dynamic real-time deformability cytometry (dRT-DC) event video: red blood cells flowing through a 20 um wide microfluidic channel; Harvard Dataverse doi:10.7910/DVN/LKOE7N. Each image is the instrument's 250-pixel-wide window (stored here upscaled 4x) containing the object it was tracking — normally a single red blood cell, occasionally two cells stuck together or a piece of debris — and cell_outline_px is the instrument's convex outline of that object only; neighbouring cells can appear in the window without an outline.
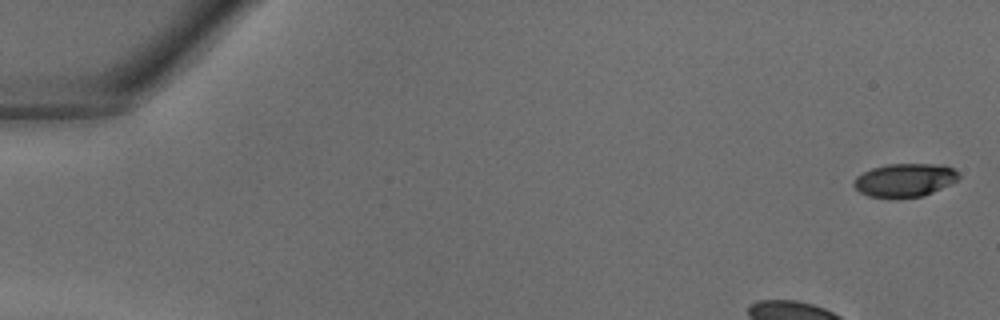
{"species": "common noctule bat (a hibernating species)", "species_latin": "Nyctalus noctula", "temperature_condition": "warm", "stored_images_in_passage": 34, "camera_frame_rate_fps": 3000, "um_per_image_px": 0.085, "animal": {"sex": "male", "body_mass_g": 18.8}, "frame": {"image": 1, "passage_image": 1, "time_ms": 0.0, "image_size_px": [1000, 320], "cell_outline_px": [[960, 176], [956, 180], [924, 196], [868, 196], [860, 192], [852, 184], [856, 176], [872, 168], [888, 164], [944, 164], [952, 168]], "centroid_in_image_um": [76.89, 15.28], "position_along_channel_um": 8.1, "area_um2": 19.83}}
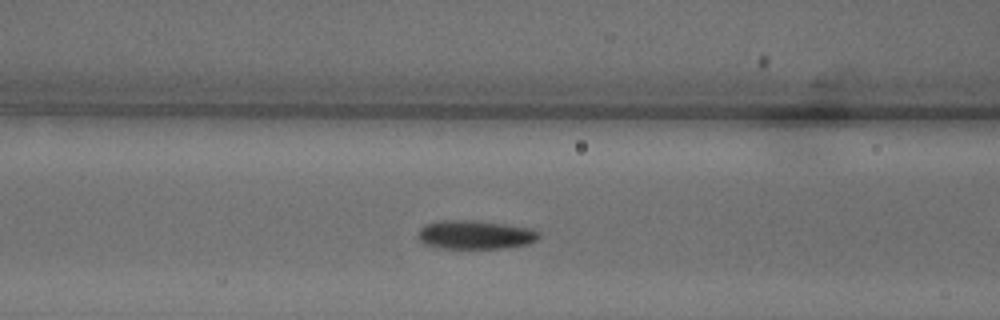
{"frame": {"image": 2, "passage_image": 14, "time_ms": 4.333, "image_size_px": [1000, 320], "cell_outline_px": [[540, 236], [536, 240], [528, 244], [504, 248], [436, 248], [424, 244], [416, 236], [420, 228], [424, 224], [440, 220], [476, 220], [528, 228], [540, 232]], "centroid_in_image_um": [40.33, 19.95], "position_along_channel_um": 126.3, "area_um2": 20.35}}
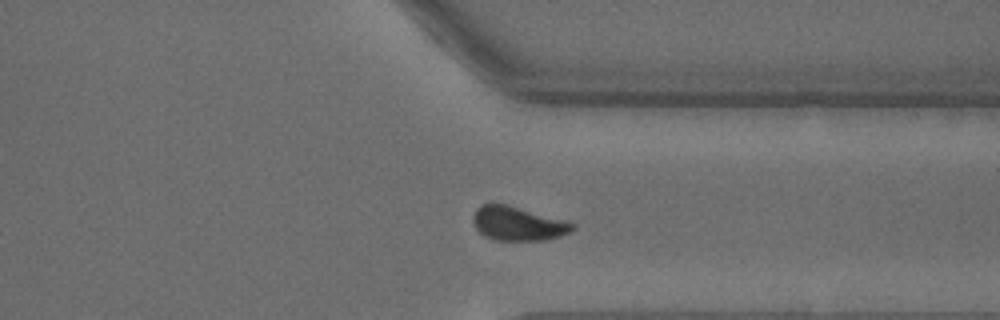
{"frame": {"image": 3, "passage_image": 28, "time_ms": 9.0, "image_size_px": [1000, 320], "cell_outline_px": [[576, 228], [560, 236], [544, 240], [492, 240], [484, 236], [476, 228], [472, 220], [476, 208], [480, 204], [504, 204], [568, 220], [576, 224]], "centroid_in_image_um": [44.03, 19.01], "position_along_channel_um": 367.4, "area_um2": 19.77}}